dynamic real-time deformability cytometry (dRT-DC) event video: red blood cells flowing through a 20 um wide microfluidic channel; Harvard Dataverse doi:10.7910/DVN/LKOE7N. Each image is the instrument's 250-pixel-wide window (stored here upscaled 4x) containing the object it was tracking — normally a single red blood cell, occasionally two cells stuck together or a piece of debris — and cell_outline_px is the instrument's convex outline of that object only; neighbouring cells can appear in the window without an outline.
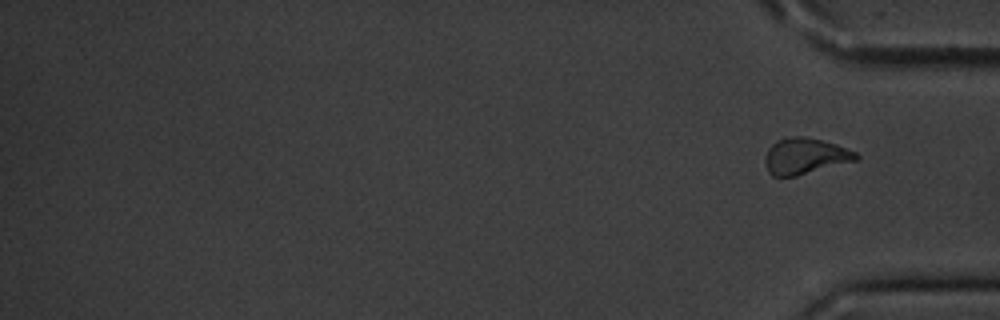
{"species": "common noctule bat (a hibernating species)", "species_latin": "Nyctalus noctula", "temperature_condition": "cold", "stored_images_in_passage": 16, "segment_of_instrument_passage": [2, 2], "camera_frame_rate_fps": 3000, "um_per_image_px": 0.085, "animal": {"sex": "male", "body_mass_g": 20.1, "forearm_length_mm": 53.5}, "frame": {"image": 1, "passage_image": 16, "time_ms": 19.0, "image_size_px": [1000, 320], "cell_outline_px": [[860, 156], [856, 160], [796, 176], [772, 176], [768, 172], [764, 164], [764, 156], [768, 148], [776, 140], [792, 136], [804, 136], [836, 144], [856, 152]], "centroid_in_image_um": [68.38, 13.27], "position_along_channel_um": 366.8, "area_um2": 19.13}}